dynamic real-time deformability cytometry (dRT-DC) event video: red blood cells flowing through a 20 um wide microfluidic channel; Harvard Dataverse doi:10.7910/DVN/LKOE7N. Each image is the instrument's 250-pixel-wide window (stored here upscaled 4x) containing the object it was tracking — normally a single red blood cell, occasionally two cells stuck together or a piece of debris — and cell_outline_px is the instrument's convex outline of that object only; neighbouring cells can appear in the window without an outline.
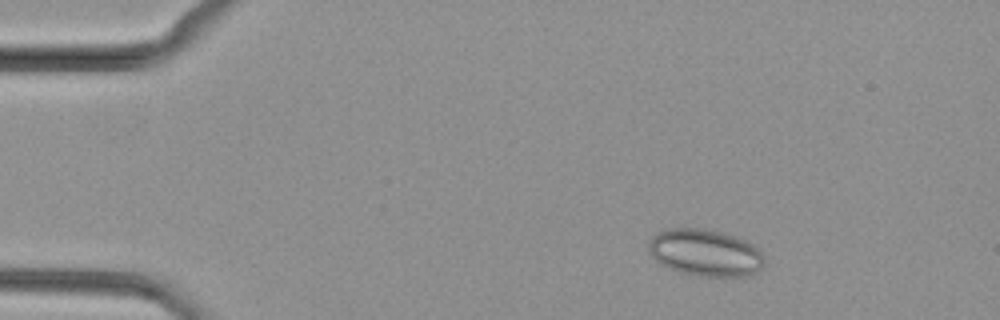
{"species": "common noctule bat (a hibernating species)", "species_latin": "Nyctalus noctula", "temperature_condition": "cold", "stored_images_in_passage": 46, "camera_frame_rate_fps": 3000, "um_per_image_px": 0.085, "animal": {"sex": "female", "body_mass_g": 29.2, "forearm_length_mm": 56.3}, "frame": {"image": 1, "passage_image": 4, "time_ms": 1.0, "image_size_px": [1000, 320], "cell_outline_px": [[764, 268], [752, 276], [700, 276], [680, 272], [668, 268], [660, 264], [652, 256], [648, 248], [648, 240], [656, 232], [668, 228], [712, 228], [744, 240], [752, 244], [764, 256]], "centroid_in_image_um": [59.94, 21.47], "position_along_channel_um": 25.1, "area_um2": 32.14}}
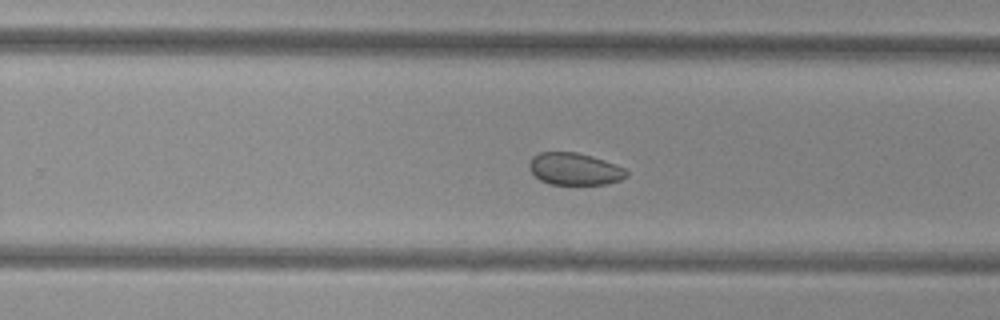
{"frame": {"image": 2, "passage_image": 28, "time_ms": 9.0, "image_size_px": [1000, 320], "cell_outline_px": [[628, 176], [620, 180], [604, 184], [548, 184], [540, 180], [528, 168], [528, 164], [532, 156], [540, 152], [576, 152], [592, 156], [604, 160], [624, 168], [628, 172]], "centroid_in_image_um": [48.82, 14.36], "position_along_channel_um": 281.0, "area_um2": 18.21}}
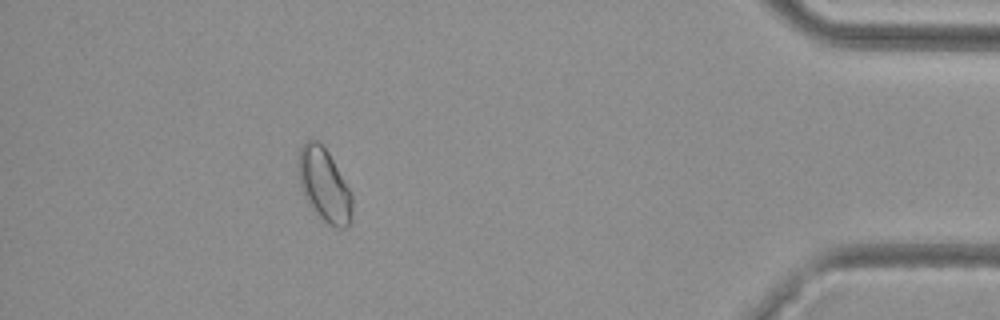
{"frame": {"image": 3, "passage_image": 41, "time_ms": 13.333, "image_size_px": [1000, 320], "cell_outline_px": [[352, 220], [348, 228], [336, 228], [328, 224], [316, 216], [304, 200], [300, 188], [296, 164], [296, 156], [300, 148], [308, 140], [316, 140], [328, 152], [348, 188], [352, 196]], "centroid_in_image_um": [27.51, 15.79], "position_along_channel_um": 407.7, "area_um2": 23.52}}